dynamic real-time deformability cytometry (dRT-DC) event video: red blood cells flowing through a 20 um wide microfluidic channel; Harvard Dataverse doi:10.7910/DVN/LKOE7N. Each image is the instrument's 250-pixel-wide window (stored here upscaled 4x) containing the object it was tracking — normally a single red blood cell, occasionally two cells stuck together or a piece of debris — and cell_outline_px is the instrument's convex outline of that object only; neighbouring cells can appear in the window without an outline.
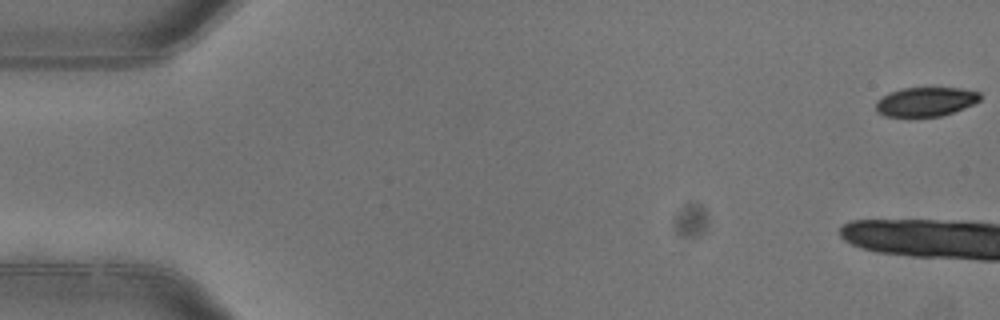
{"species": "common noctule bat (a hibernating species)", "species_latin": "Nyctalus noctula", "temperature_condition": "warm", "stored_images_in_passage": 4, "camera_frame_rate_fps": 3000, "um_per_image_px": 0.085, "animal": {"sex": "female"}, "frame": {"image": 1, "passage_image": 1, "time_ms": 0.0, "image_size_px": [1000, 320], "cell_outline_px": [[980, 100], [964, 108], [940, 116], [884, 116], [876, 112], [876, 100], [892, 92], [904, 88], [960, 88], [980, 92]], "centroid_in_image_um": [78.68, 8.64], "position_along_channel_um": 6.3, "area_um2": 17.46}}